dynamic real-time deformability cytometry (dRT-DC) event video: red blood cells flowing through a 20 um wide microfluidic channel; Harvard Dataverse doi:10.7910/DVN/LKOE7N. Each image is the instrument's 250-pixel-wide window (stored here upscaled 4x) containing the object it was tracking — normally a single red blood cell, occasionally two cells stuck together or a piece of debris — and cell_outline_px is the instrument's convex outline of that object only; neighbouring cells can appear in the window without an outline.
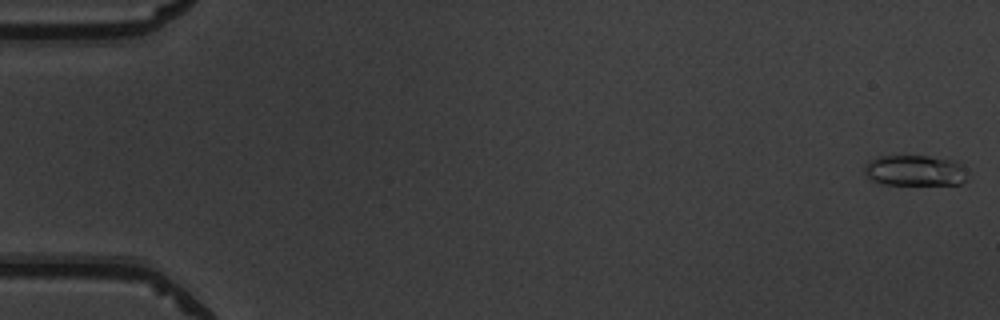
{"species": "common noctule bat (a hibernating species)", "species_latin": "Nyctalus noctula", "temperature_condition": "warm", "stored_images_in_passage": 10, "camera_frame_rate_fps": 3000, "um_per_image_px": 0.085, "animal": {"sex": "male", "body_mass_g": 19.5, "forearm_length_mm": 54.6}, "frame": {"image": 1, "passage_image": 1, "time_ms": 0.0, "image_size_px": [1000, 320], "cell_outline_px": [[964, 180], [960, 184], [884, 184], [872, 180], [864, 172], [864, 164], [868, 160], [876, 156], [928, 156], [952, 160], [960, 164], [964, 168]], "centroid_in_image_um": [77.69, 14.48], "position_along_channel_um": 7.3, "area_um2": 18.26}}